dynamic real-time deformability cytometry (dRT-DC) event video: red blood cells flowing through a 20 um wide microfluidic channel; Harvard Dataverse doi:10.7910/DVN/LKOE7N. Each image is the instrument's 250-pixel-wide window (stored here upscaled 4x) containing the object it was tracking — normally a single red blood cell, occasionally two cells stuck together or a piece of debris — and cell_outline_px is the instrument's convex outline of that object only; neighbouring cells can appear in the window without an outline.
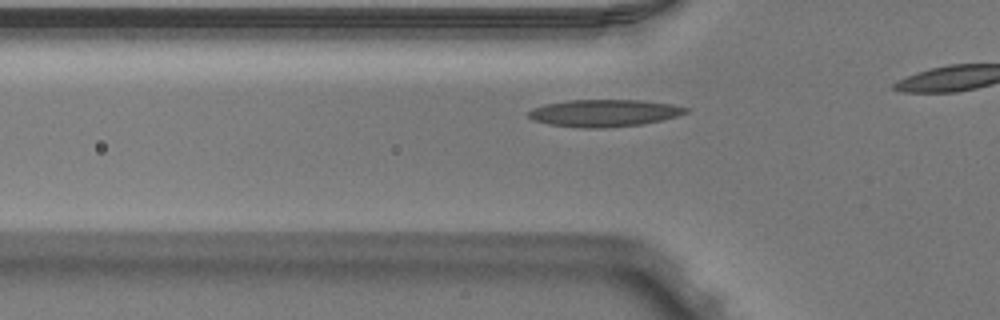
{"species": "Egyptian fruit bat (a non-hibernating species)", "species_latin": "Rousettus aegyptiacus", "temperature_condition": "warm", "stored_images_in_passage": 14, "camera_frame_rate_fps": 3000, "um_per_image_px": 0.085, "animal": {"sex": "male"}, "frame": {"image": 1, "passage_image": 5, "time_ms": 1.333, "image_size_px": [1000, 320], "cell_outline_px": [[692, 108], [688, 112], [676, 116], [660, 120], [640, 124], [604, 128], [580, 128], [548, 124], [532, 120], [528, 116], [528, 112], [532, 108], [544, 104], [568, 100], [644, 100], [672, 104]], "centroid_in_image_um": [51.34, 9.6], "position_along_channel_um": 74.5, "area_um2": 25.03}}
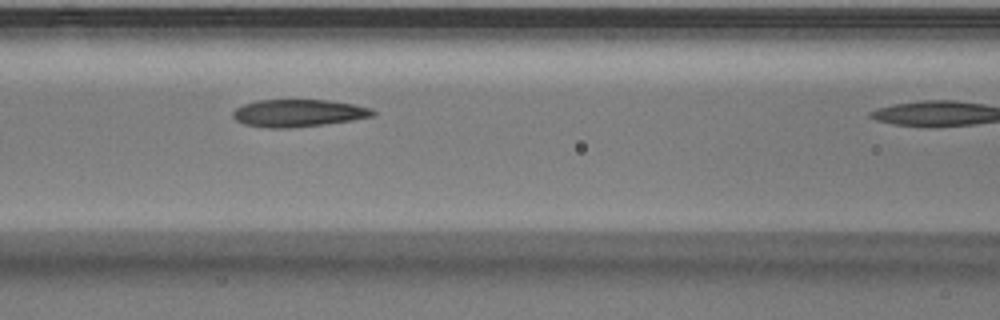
{"frame": {"image": 2, "passage_image": 10, "time_ms": 3.0, "image_size_px": [1000, 320], "cell_outline_px": [[376, 112], [372, 116], [352, 120], [324, 124], [288, 128], [268, 128], [244, 124], [236, 120], [232, 116], [232, 112], [236, 108], [244, 104], [256, 100], [328, 100], [352, 104], [372, 108]], "centroid_in_image_um": [25.33, 9.61], "position_along_channel_um": 141.3, "area_um2": 22.25}}